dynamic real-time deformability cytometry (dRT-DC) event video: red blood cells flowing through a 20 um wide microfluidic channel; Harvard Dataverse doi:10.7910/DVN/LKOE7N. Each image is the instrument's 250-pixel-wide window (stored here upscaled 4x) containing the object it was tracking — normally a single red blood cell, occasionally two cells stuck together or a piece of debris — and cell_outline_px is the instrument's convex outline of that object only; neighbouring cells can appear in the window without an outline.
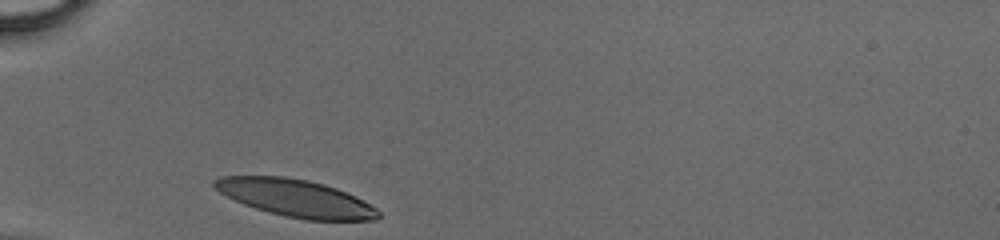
{"species": "human", "species_latin": "Homo sapiens", "temperature_condition": "cold", "stored_images_in_passage": 26, "camera_frame_rate_fps": 3000, "um_per_image_px": 0.085, "donor": {"sex": "male"}, "frame": {"image": 1, "passage_image": 1, "time_ms": 0.0, "image_size_px": [1000, 240], "cell_outline_px": [[380, 216], [376, 220], [304, 220], [284, 216], [268, 212], [244, 204], [220, 192], [212, 184], [212, 180], [220, 176], [284, 176], [308, 180], [324, 184], [336, 188], [356, 196], [376, 208], [380, 212]], "centroid_in_image_um": [25.14, 16.84], "position_along_channel_um": 59.9, "area_um2": 35.55}}
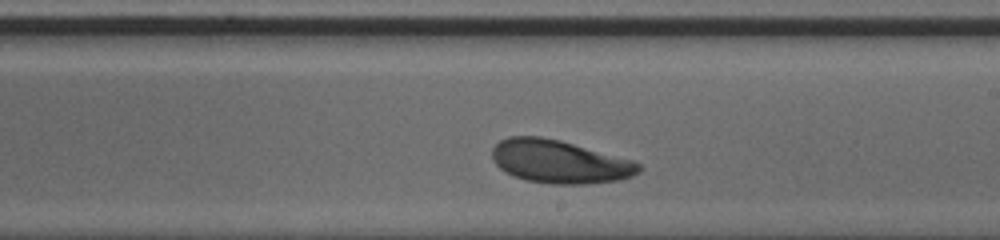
{"frame": {"image": 2, "passage_image": 15, "time_ms": 4.667, "image_size_px": [1000, 240], "cell_outline_px": [[640, 172], [632, 176], [620, 180], [588, 184], [552, 184], [524, 180], [512, 176], [504, 172], [492, 160], [492, 148], [500, 140], [508, 136], [540, 136], [560, 140], [636, 160], [640, 164]], "centroid_in_image_um": [47.57, 13.74], "position_along_channel_um": 241.4, "area_um2": 37.4}}
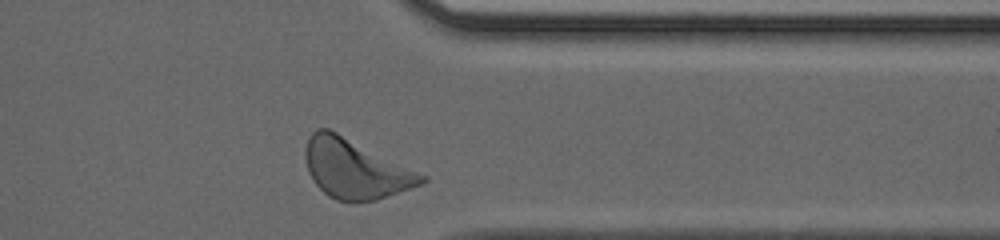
{"frame": {"image": 3, "passage_image": 25, "time_ms": 8.0, "image_size_px": [1000, 240], "cell_outline_px": [[428, 180], [412, 188], [376, 200], [336, 200], [328, 196], [312, 180], [308, 172], [304, 156], [304, 152], [308, 136], [316, 128], [328, 128], [428, 176]], "centroid_in_image_um": [30.17, 14.34], "position_along_channel_um": 381.2, "area_um2": 39.82}}